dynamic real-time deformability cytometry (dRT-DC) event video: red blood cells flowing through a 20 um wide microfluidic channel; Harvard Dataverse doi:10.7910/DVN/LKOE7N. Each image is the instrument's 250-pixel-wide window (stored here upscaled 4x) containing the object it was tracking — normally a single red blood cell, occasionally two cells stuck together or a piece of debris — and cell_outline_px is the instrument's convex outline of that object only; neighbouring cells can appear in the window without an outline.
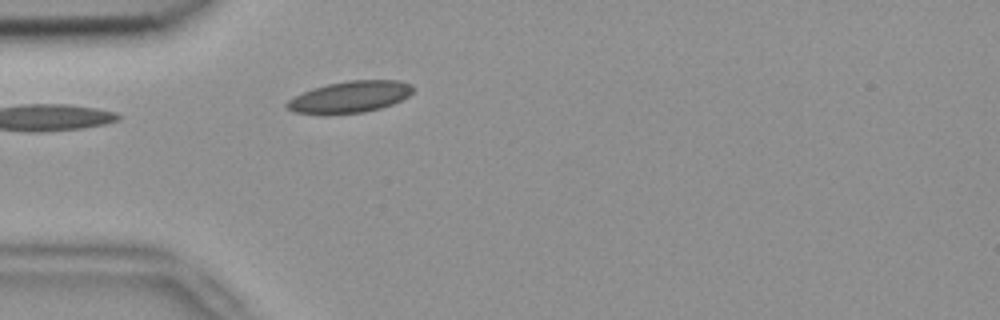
{"species": "common noctule bat (a hibernating species)", "species_latin": "Nyctalus noctula", "temperature_condition": "room temperature", "stored_images_in_passage": 1, "camera_frame_rate_fps": 3000, "um_per_image_px": 0.085, "animal": {"sex": "female", "body_mass_g": 18.4}, "frame": {"image": 1, "passage_image": 1, "time_ms": 0.0, "image_size_px": [1000, 320], "cell_outline_px": [[412, 92], [408, 96], [392, 104], [380, 108], [364, 112], [324, 116], [292, 112], [284, 104], [288, 100], [312, 88], [328, 84], [348, 80], [400, 80], [412, 84]], "centroid_in_image_um": [29.7, 8.26], "position_along_channel_um": 55.3, "area_um2": 23.52}}